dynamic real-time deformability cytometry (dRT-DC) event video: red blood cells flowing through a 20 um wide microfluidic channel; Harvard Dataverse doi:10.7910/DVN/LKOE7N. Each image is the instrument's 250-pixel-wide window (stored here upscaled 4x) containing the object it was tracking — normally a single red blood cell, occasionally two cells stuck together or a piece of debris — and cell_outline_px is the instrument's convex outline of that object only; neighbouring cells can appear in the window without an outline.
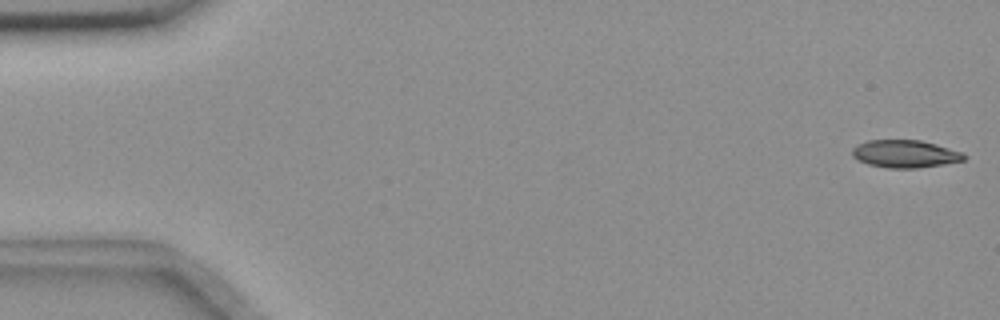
{"species": "common noctule bat (a hibernating species)", "species_latin": "Nyctalus noctula", "temperature_condition": "room temperature", "stored_images_in_passage": 51, "camera_frame_rate_fps": 3000, "um_per_image_px": 0.085, "animal": {"sex": "female", "body_mass_g": 18.4}, "frame": {"image": 1, "passage_image": 1, "time_ms": 0.0, "image_size_px": [1000, 320], "cell_outline_px": [[968, 156], [964, 160], [944, 164], [916, 168], [888, 168], [868, 164], [852, 156], [852, 148], [868, 140], [920, 140], [936, 144], [960, 152]], "centroid_in_image_um": [76.93, 13.08], "position_along_channel_um": 8.1, "area_um2": 17.8}}
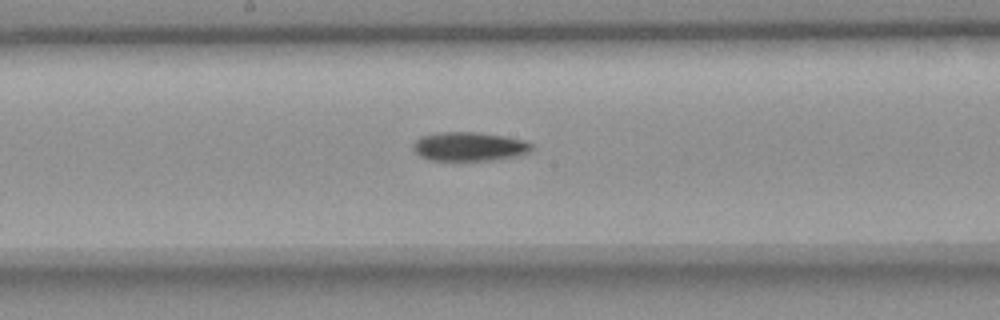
{"frame": {"image": 2, "passage_image": 29, "time_ms": 9.333, "image_size_px": [1000, 320], "cell_outline_px": [[532, 148], [528, 152], [516, 156], [492, 160], [428, 160], [420, 156], [412, 148], [412, 144], [420, 136], [440, 132], [476, 132], [504, 136], [524, 140], [532, 144]], "centroid_in_image_um": [39.85, 12.45], "position_along_channel_um": 208.4, "area_um2": 19.94}}
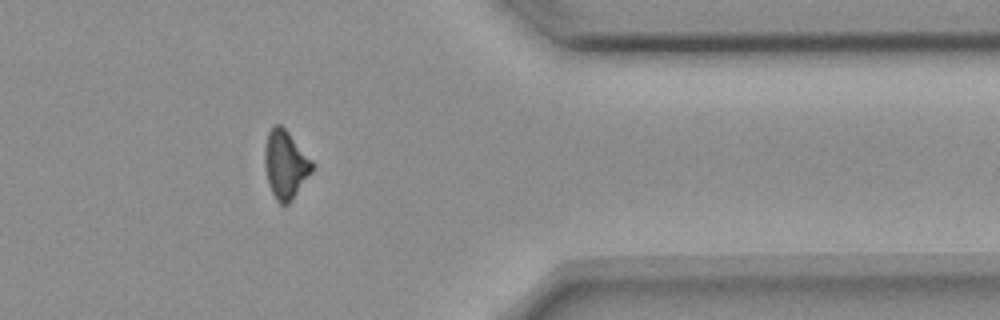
{"frame": {"image": 3, "passage_image": 45, "time_ms": 14.667, "image_size_px": [1000, 320], "cell_outline_px": [[316, 164], [312, 172], [288, 204], [280, 204], [276, 200], [268, 184], [264, 164], [264, 152], [268, 132], [276, 124], [280, 124], [288, 132]], "centroid_in_image_um": [24.27, 13.98], "position_along_channel_um": 387.1, "area_um2": 18.79}, "authors_computed_cell_mechanics": {"area_um2": 19.3052, "velocity_mm_per_s": 3.6632, "shape_relaxation_time_tau1_ms": 8.6769, "shape_relaxation_time_tau2_ms": null, "deformation_change_tau1": 0.1872, "deformation_change_tau2": null}}